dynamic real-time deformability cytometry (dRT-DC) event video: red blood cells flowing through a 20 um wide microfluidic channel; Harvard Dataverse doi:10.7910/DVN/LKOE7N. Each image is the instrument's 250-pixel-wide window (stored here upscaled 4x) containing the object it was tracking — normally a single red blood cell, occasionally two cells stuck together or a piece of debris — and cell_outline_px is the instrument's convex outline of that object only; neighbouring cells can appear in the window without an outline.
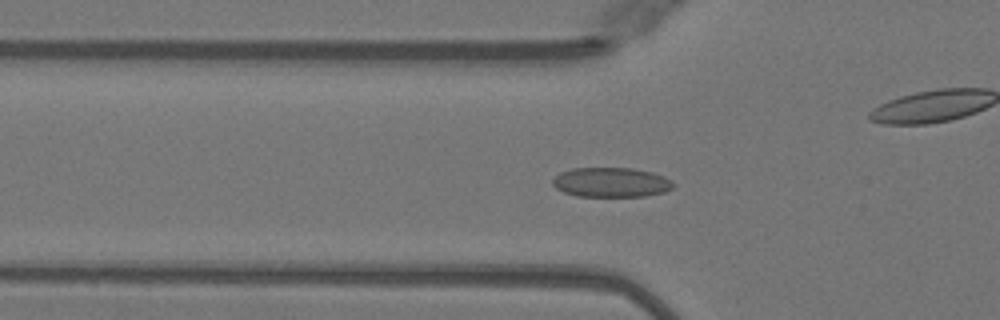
{"species": "Egyptian fruit bat (a non-hibernating species)", "species_latin": "Rousettus aegyptiacus", "temperature_condition": "warm", "stored_images_in_passage": 52, "camera_frame_rate_fps": 3000, "um_per_image_px": 0.085, "animal": {"sex": "female"}, "frame": {"image": 1, "passage_image": 18, "time_ms": 5.667, "image_size_px": [1000, 320], "cell_outline_px": [[676, 184], [672, 188], [664, 192], [644, 196], [576, 196], [564, 192], [556, 188], [552, 184], [552, 180], [560, 172], [572, 168], [632, 168], [652, 172], [664, 176], [672, 180]], "centroid_in_image_um": [51.96, 15.49], "position_along_channel_um": 73.8, "area_um2": 20.92}}
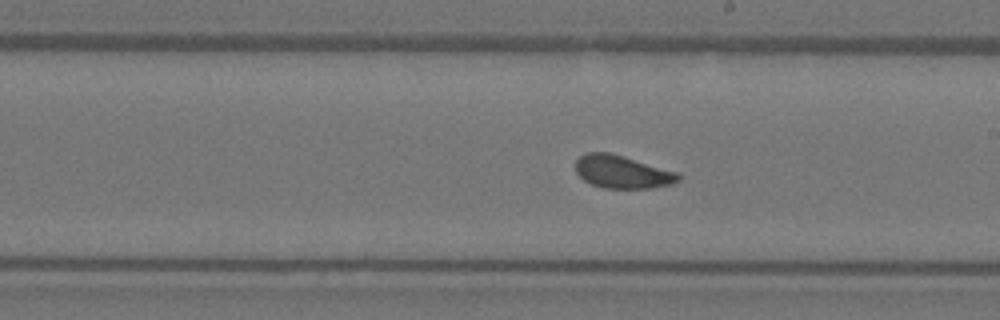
{"frame": {"image": 2, "passage_image": 30, "time_ms": 9.667, "image_size_px": [1000, 320], "cell_outline_px": [[680, 180], [672, 184], [652, 188], [604, 188], [592, 184], [584, 180], [576, 172], [576, 160], [580, 156], [588, 152], [608, 152], [624, 156], [680, 172]], "centroid_in_image_um": [52.93, 14.6], "position_along_channel_um": 236.1, "area_um2": 19.83}}
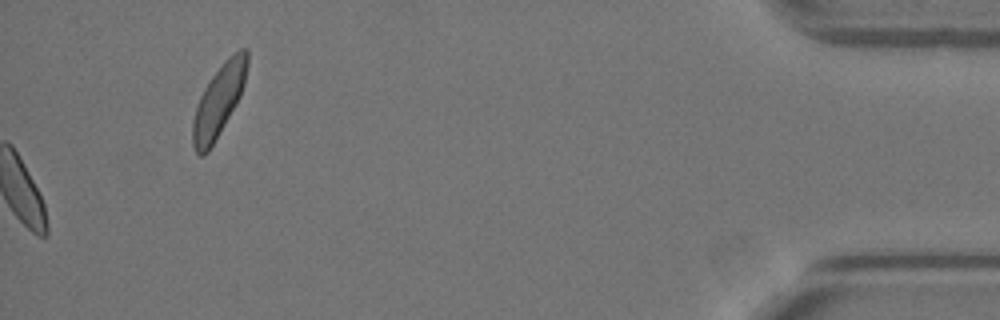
{"frame": {"image": 3, "passage_image": 52, "time_ms": 17.0, "image_size_px": [1000, 320], "cell_outline_px": [[248, 64], [244, 84], [240, 96], [236, 104], [208, 152], [204, 156], [200, 156], [196, 152], [192, 144], [192, 124], [196, 108], [200, 96], [204, 88], [212, 76], [224, 60], [228, 56], [240, 48], [244, 48], [248, 52]], "centroid_in_image_um": [18.59, 8.55], "position_along_channel_um": 416.6, "area_um2": 22.6}, "authors_computed_cell_mechanics": {"area_um2": 20.3456, "velocity_mm_per_s": 4.0407, "shape_relaxation_time_tau1_ms": 3.8487, "shape_relaxation_time_tau2_ms": 0.7294, "deformation_change_tau1": 0.0952, "deformation_change_tau2": 0.0606}}